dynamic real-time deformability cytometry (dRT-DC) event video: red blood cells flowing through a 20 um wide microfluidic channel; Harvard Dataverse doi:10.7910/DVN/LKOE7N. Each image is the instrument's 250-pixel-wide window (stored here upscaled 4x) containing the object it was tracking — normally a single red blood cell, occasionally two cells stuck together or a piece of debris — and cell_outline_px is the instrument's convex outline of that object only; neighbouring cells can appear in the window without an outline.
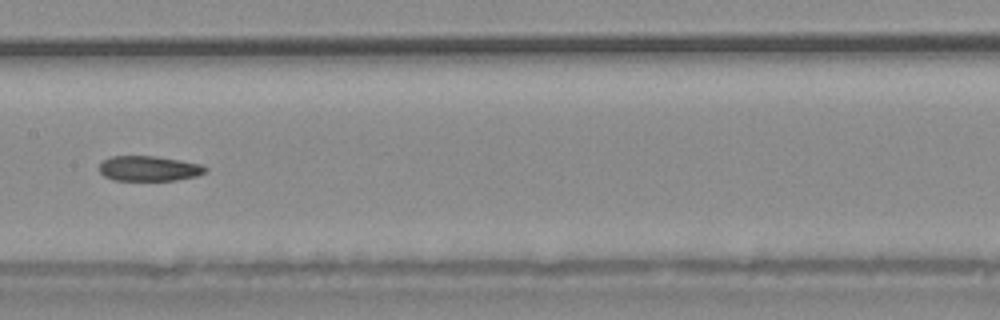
{"species": "common noctule bat (a hibernating species)", "species_latin": "Nyctalus noctula", "temperature_condition": "warm", "stored_images_in_passage": 34, "camera_frame_rate_fps": 3000, "um_per_image_px": 0.085, "animal": {"sex": "male", "body_mass_g": 20.4}, "frame": {"image": 1, "passage_image": 15, "time_ms": 4.667, "image_size_px": [1000, 320], "cell_outline_px": [[208, 168], [204, 172], [196, 176], [176, 180], [112, 180], [104, 176], [96, 168], [104, 160], [112, 156], [156, 156], [204, 164]], "centroid_in_image_um": [12.65, 14.32], "position_along_channel_um": 194.7, "area_um2": 15.66}}
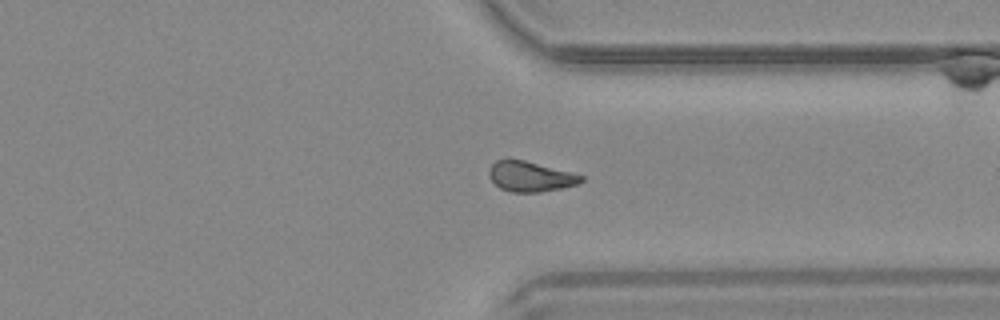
{"frame": {"image": 2, "passage_image": 25, "time_ms": 8.0, "image_size_px": [1000, 320], "cell_outline_px": [[584, 180], [576, 184], [564, 188], [540, 192], [508, 192], [500, 188], [488, 176], [488, 168], [496, 160], [524, 160], [572, 172], [584, 176]], "centroid_in_image_um": [45.08, 15.01], "position_along_channel_um": 366.3, "area_um2": 16.24}}